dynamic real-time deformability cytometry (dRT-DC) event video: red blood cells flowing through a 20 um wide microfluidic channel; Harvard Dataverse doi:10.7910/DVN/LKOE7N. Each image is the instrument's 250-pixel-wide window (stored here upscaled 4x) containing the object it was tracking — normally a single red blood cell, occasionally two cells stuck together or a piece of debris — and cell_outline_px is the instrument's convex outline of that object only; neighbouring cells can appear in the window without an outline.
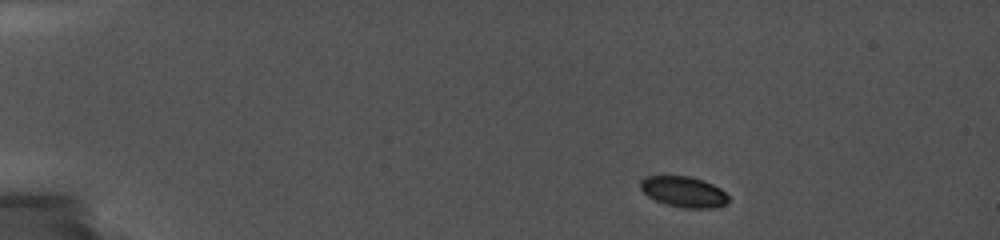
{"species": "common noctule bat (a hibernating species)", "species_latin": "Nyctalus noctula", "temperature_condition": "cold", "stored_images_in_passage": 24, "camera_frame_rate_fps": 5000, "um_per_image_px": 0.085, "animal": {"sex": "female", "body_mass_g": 19.0, "forearm_length_mm": 56.7}, "frame": {"image": 1, "passage_image": 1, "time_ms": 0.0, "image_size_px": [1000, 240], "cell_outline_px": [[728, 200], [724, 204], [700, 208], [688, 208], [668, 204], [656, 200], [648, 196], [640, 188], [640, 180], [648, 176], [688, 176], [712, 184], [720, 188], [728, 196]], "centroid_in_image_um": [58.07, 16.28], "position_along_channel_um": 26.9, "area_um2": 15.2}}
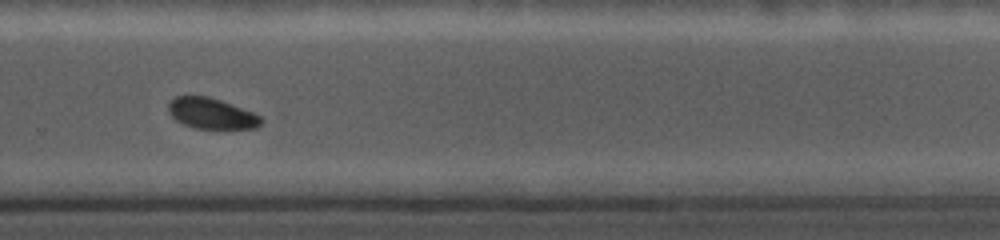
{"frame": {"image": 2, "passage_image": 19, "time_ms": 10.4, "image_size_px": [1000, 240], "cell_outline_px": [[264, 120], [256, 128], [192, 128], [176, 120], [168, 112], [168, 104], [176, 96], [208, 96], [220, 100], [252, 112], [260, 116]], "centroid_in_image_um": [17.96, 9.64], "position_along_channel_um": 311.8, "area_um2": 16.42}}
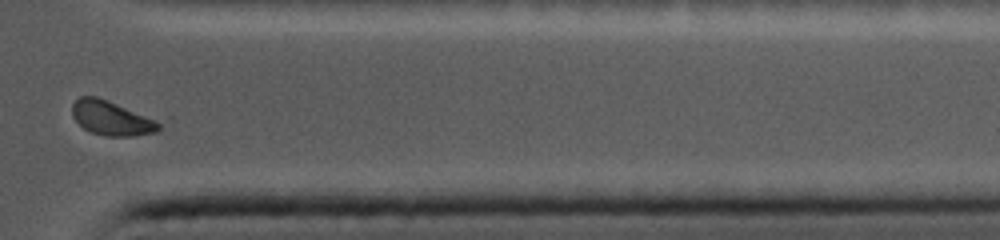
{"frame": {"image": 3, "passage_image": 22, "time_ms": 12.8, "image_size_px": [1000, 240], "cell_outline_px": [[172, 120], [156, 132], [132, 136], [108, 136], [92, 132], [84, 128], [72, 116], [72, 104], [80, 96], [96, 96], [172, 116]], "centroid_in_image_um": [9.89, 9.98], "position_along_channel_um": 401.5, "area_um2": 19.88}}